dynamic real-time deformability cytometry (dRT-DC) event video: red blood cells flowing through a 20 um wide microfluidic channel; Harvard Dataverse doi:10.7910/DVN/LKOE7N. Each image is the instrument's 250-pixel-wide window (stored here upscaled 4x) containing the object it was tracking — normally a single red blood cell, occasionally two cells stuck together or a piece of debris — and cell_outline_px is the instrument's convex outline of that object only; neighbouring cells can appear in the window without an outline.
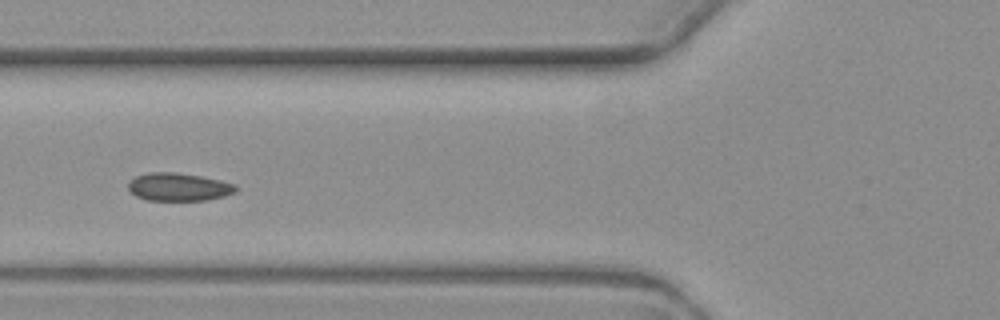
{"species": "common noctule bat (a hibernating species)", "species_latin": "Nyctalus noctula", "temperature_condition": "warm", "stored_images_in_passage": 7, "camera_frame_rate_fps": 3000, "um_per_image_px": 0.085, "animal": {"sex": "female", "body_mass_g": 19.3, "forearm_length_mm": 54.1}, "frame": {"image": 1, "passage_image": 7, "time_ms": 7.333, "image_size_px": [1000, 320], "cell_outline_px": [[236, 192], [224, 196], [208, 200], [148, 200], [136, 196], [128, 188], [128, 180], [136, 176], [148, 172], [172, 172], [200, 176], [220, 180], [236, 184]], "centroid_in_image_um": [15.17, 15.89], "position_along_channel_um": 110.6, "area_um2": 17.51}}